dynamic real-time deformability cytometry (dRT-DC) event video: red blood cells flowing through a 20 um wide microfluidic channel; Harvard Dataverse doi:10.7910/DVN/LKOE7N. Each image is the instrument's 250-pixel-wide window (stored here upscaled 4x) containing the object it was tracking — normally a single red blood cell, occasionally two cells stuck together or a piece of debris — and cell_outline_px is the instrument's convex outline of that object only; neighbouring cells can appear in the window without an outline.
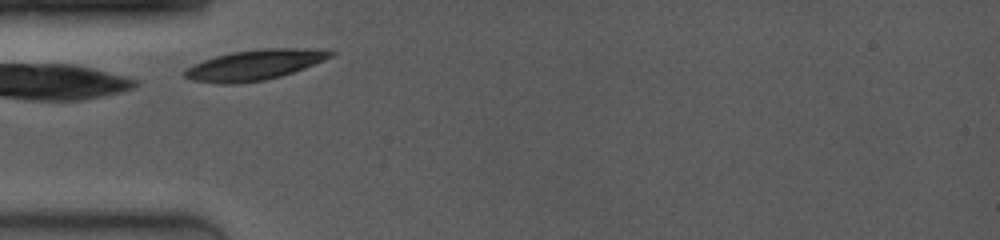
{"species": "common noctule bat (a hibernating species)", "species_latin": "Nyctalus noctula", "temperature_condition": "room temperature", "stored_images_in_passage": 38, "camera_frame_rate_fps": 4000, "um_per_image_px": 0.085, "animal": {"sex": "female", "body_mass_g": 19.0, "forearm_length_mm": 53.3}, "frame": {"image": 1, "passage_image": 1, "time_ms": 0.0, "image_size_px": [1000, 240], "cell_outline_px": [[336, 52], [332, 56], [324, 60], [304, 68], [280, 76], [264, 80], [232, 84], [224, 84], [192, 80], [184, 76], [184, 72], [188, 68], [204, 60], [216, 56], [232, 52], [260, 48], [320, 48]], "centroid_in_image_um": [21.7, 5.5], "position_along_channel_um": 63.3, "area_um2": 25.55}}
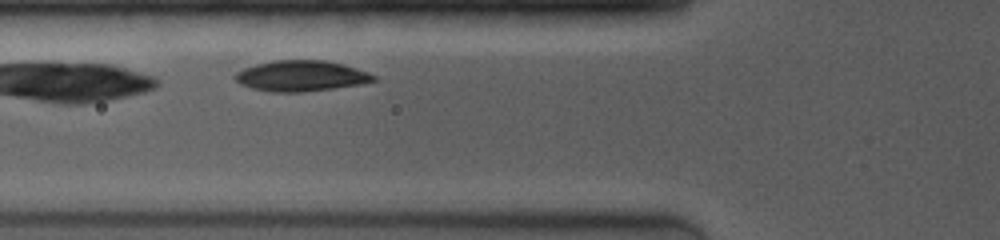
{"frame": {"image": 2, "passage_image": 6, "time_ms": 1.0, "image_size_px": [1000, 240], "cell_outline_px": [[376, 80], [360, 84], [304, 92], [268, 92], [252, 88], [240, 84], [232, 76], [236, 72], [244, 68], [256, 64], [272, 60], [324, 60], [344, 64], [368, 72], [376, 76]], "centroid_in_image_um": [25.56, 6.45], "position_along_channel_um": 100.2, "area_um2": 24.85}}